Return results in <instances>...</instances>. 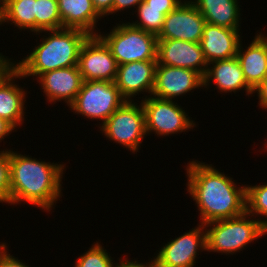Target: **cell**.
I'll return each mask as SVG.
<instances>
[{"mask_svg": "<svg viewBox=\"0 0 267 267\" xmlns=\"http://www.w3.org/2000/svg\"><path fill=\"white\" fill-rule=\"evenodd\" d=\"M213 166L197 159L186 165V190L197 206L201 224L233 218L246 211V185L238 186L232 177Z\"/></svg>", "mask_w": 267, "mask_h": 267, "instance_id": "6da1fadb", "label": "cell"}, {"mask_svg": "<svg viewBox=\"0 0 267 267\" xmlns=\"http://www.w3.org/2000/svg\"><path fill=\"white\" fill-rule=\"evenodd\" d=\"M10 205L29 203L45 212L54 209L62 195L66 165L38 160L9 149Z\"/></svg>", "mask_w": 267, "mask_h": 267, "instance_id": "7a4b0ae2", "label": "cell"}, {"mask_svg": "<svg viewBox=\"0 0 267 267\" xmlns=\"http://www.w3.org/2000/svg\"><path fill=\"white\" fill-rule=\"evenodd\" d=\"M42 33L47 34L41 37L39 45L17 62V70L24 79L30 76L35 80L34 77L37 79L48 71L78 66L81 47L90 36L80 29L70 28L43 30L34 35Z\"/></svg>", "mask_w": 267, "mask_h": 267, "instance_id": "3957f363", "label": "cell"}, {"mask_svg": "<svg viewBox=\"0 0 267 267\" xmlns=\"http://www.w3.org/2000/svg\"><path fill=\"white\" fill-rule=\"evenodd\" d=\"M247 211L243 214L204 224L207 252L233 255L240 253L249 244L266 236L259 221Z\"/></svg>", "mask_w": 267, "mask_h": 267, "instance_id": "277c9868", "label": "cell"}, {"mask_svg": "<svg viewBox=\"0 0 267 267\" xmlns=\"http://www.w3.org/2000/svg\"><path fill=\"white\" fill-rule=\"evenodd\" d=\"M119 22L110 33L97 34L109 47L117 64L157 60V36L133 27L129 22Z\"/></svg>", "mask_w": 267, "mask_h": 267, "instance_id": "5b68a950", "label": "cell"}, {"mask_svg": "<svg viewBox=\"0 0 267 267\" xmlns=\"http://www.w3.org/2000/svg\"><path fill=\"white\" fill-rule=\"evenodd\" d=\"M109 141L122 145L137 154L146 134L143 106L136 101H125L100 127Z\"/></svg>", "mask_w": 267, "mask_h": 267, "instance_id": "8992f818", "label": "cell"}, {"mask_svg": "<svg viewBox=\"0 0 267 267\" xmlns=\"http://www.w3.org/2000/svg\"><path fill=\"white\" fill-rule=\"evenodd\" d=\"M125 101L115 82L84 81L74 102L68 107L71 112L102 123L100 127Z\"/></svg>", "mask_w": 267, "mask_h": 267, "instance_id": "52a82bcc", "label": "cell"}, {"mask_svg": "<svg viewBox=\"0 0 267 267\" xmlns=\"http://www.w3.org/2000/svg\"><path fill=\"white\" fill-rule=\"evenodd\" d=\"M176 100L161 99L150 95L142 97L141 104L145 113L146 134L157 137L180 134L197 127L192 117L177 103Z\"/></svg>", "mask_w": 267, "mask_h": 267, "instance_id": "ba28073f", "label": "cell"}, {"mask_svg": "<svg viewBox=\"0 0 267 267\" xmlns=\"http://www.w3.org/2000/svg\"><path fill=\"white\" fill-rule=\"evenodd\" d=\"M207 251L204 224L167 242L153 257L155 267H194L199 251Z\"/></svg>", "mask_w": 267, "mask_h": 267, "instance_id": "9c48e42d", "label": "cell"}, {"mask_svg": "<svg viewBox=\"0 0 267 267\" xmlns=\"http://www.w3.org/2000/svg\"><path fill=\"white\" fill-rule=\"evenodd\" d=\"M78 67L84 81L115 82L118 70L111 50L98 35H90L83 43Z\"/></svg>", "mask_w": 267, "mask_h": 267, "instance_id": "30bf717a", "label": "cell"}, {"mask_svg": "<svg viewBox=\"0 0 267 267\" xmlns=\"http://www.w3.org/2000/svg\"><path fill=\"white\" fill-rule=\"evenodd\" d=\"M206 24L205 18L190 1L184 0L164 18L158 39H175L199 43Z\"/></svg>", "mask_w": 267, "mask_h": 267, "instance_id": "8fae6325", "label": "cell"}, {"mask_svg": "<svg viewBox=\"0 0 267 267\" xmlns=\"http://www.w3.org/2000/svg\"><path fill=\"white\" fill-rule=\"evenodd\" d=\"M203 89V77L196 71L157 64L155 70L153 96L175 100L186 93L194 92V89ZM179 96V97H178Z\"/></svg>", "mask_w": 267, "mask_h": 267, "instance_id": "7c38bea8", "label": "cell"}, {"mask_svg": "<svg viewBox=\"0 0 267 267\" xmlns=\"http://www.w3.org/2000/svg\"><path fill=\"white\" fill-rule=\"evenodd\" d=\"M157 64L194 70L204 77L207 65L200 43L158 39Z\"/></svg>", "mask_w": 267, "mask_h": 267, "instance_id": "4fadbf2b", "label": "cell"}, {"mask_svg": "<svg viewBox=\"0 0 267 267\" xmlns=\"http://www.w3.org/2000/svg\"><path fill=\"white\" fill-rule=\"evenodd\" d=\"M38 80L41 90L50 104L64 101L70 106L84 82L78 66L60 68L41 74Z\"/></svg>", "mask_w": 267, "mask_h": 267, "instance_id": "5bb4252c", "label": "cell"}, {"mask_svg": "<svg viewBox=\"0 0 267 267\" xmlns=\"http://www.w3.org/2000/svg\"><path fill=\"white\" fill-rule=\"evenodd\" d=\"M157 60L135 61L118 65L115 84L121 95L129 101L133 97L148 92L152 94ZM150 94V95H149Z\"/></svg>", "mask_w": 267, "mask_h": 267, "instance_id": "9a60e30c", "label": "cell"}, {"mask_svg": "<svg viewBox=\"0 0 267 267\" xmlns=\"http://www.w3.org/2000/svg\"><path fill=\"white\" fill-rule=\"evenodd\" d=\"M212 82L220 93L236 94L245 90L246 96L253 95V89L247 84L236 56L208 63L203 77V87L208 90Z\"/></svg>", "mask_w": 267, "mask_h": 267, "instance_id": "2e32d148", "label": "cell"}, {"mask_svg": "<svg viewBox=\"0 0 267 267\" xmlns=\"http://www.w3.org/2000/svg\"><path fill=\"white\" fill-rule=\"evenodd\" d=\"M240 33V30L206 23L199 42L206 62L235 57L243 37Z\"/></svg>", "mask_w": 267, "mask_h": 267, "instance_id": "e0dca14e", "label": "cell"}, {"mask_svg": "<svg viewBox=\"0 0 267 267\" xmlns=\"http://www.w3.org/2000/svg\"><path fill=\"white\" fill-rule=\"evenodd\" d=\"M245 48L240 41L236 57L241 65L247 84L254 89L267 76V35L256 33Z\"/></svg>", "mask_w": 267, "mask_h": 267, "instance_id": "ac0fdd59", "label": "cell"}, {"mask_svg": "<svg viewBox=\"0 0 267 267\" xmlns=\"http://www.w3.org/2000/svg\"><path fill=\"white\" fill-rule=\"evenodd\" d=\"M62 28L80 29L89 35H97L101 16L94 9L91 0H58Z\"/></svg>", "mask_w": 267, "mask_h": 267, "instance_id": "d6986e66", "label": "cell"}, {"mask_svg": "<svg viewBox=\"0 0 267 267\" xmlns=\"http://www.w3.org/2000/svg\"><path fill=\"white\" fill-rule=\"evenodd\" d=\"M17 78L24 79L16 70L6 81L0 85V117L9 122L15 129L25 120L27 91L16 84ZM26 91V92H25ZM25 113V114H24Z\"/></svg>", "mask_w": 267, "mask_h": 267, "instance_id": "ffe728a7", "label": "cell"}, {"mask_svg": "<svg viewBox=\"0 0 267 267\" xmlns=\"http://www.w3.org/2000/svg\"><path fill=\"white\" fill-rule=\"evenodd\" d=\"M206 23L240 30L241 13L238 0H190ZM240 22V23H239Z\"/></svg>", "mask_w": 267, "mask_h": 267, "instance_id": "44dd1931", "label": "cell"}, {"mask_svg": "<svg viewBox=\"0 0 267 267\" xmlns=\"http://www.w3.org/2000/svg\"><path fill=\"white\" fill-rule=\"evenodd\" d=\"M35 14L36 0H4V23L18 30L35 34Z\"/></svg>", "mask_w": 267, "mask_h": 267, "instance_id": "7402d4cb", "label": "cell"}, {"mask_svg": "<svg viewBox=\"0 0 267 267\" xmlns=\"http://www.w3.org/2000/svg\"><path fill=\"white\" fill-rule=\"evenodd\" d=\"M62 29L58 0H36L35 33Z\"/></svg>", "mask_w": 267, "mask_h": 267, "instance_id": "603a6c76", "label": "cell"}, {"mask_svg": "<svg viewBox=\"0 0 267 267\" xmlns=\"http://www.w3.org/2000/svg\"><path fill=\"white\" fill-rule=\"evenodd\" d=\"M246 211L253 217L256 216L255 218L267 232V183L253 186L246 184ZM261 216L265 218L261 220Z\"/></svg>", "mask_w": 267, "mask_h": 267, "instance_id": "cb8c5ba5", "label": "cell"}, {"mask_svg": "<svg viewBox=\"0 0 267 267\" xmlns=\"http://www.w3.org/2000/svg\"><path fill=\"white\" fill-rule=\"evenodd\" d=\"M136 10L134 12L137 13V19L139 20L128 22L133 27L158 36L164 24L165 16L163 15V9L147 8V4L142 1Z\"/></svg>", "mask_w": 267, "mask_h": 267, "instance_id": "d4e9b609", "label": "cell"}, {"mask_svg": "<svg viewBox=\"0 0 267 267\" xmlns=\"http://www.w3.org/2000/svg\"><path fill=\"white\" fill-rule=\"evenodd\" d=\"M105 247L97 241L80 255L74 267H115V260L110 256Z\"/></svg>", "mask_w": 267, "mask_h": 267, "instance_id": "484cf974", "label": "cell"}, {"mask_svg": "<svg viewBox=\"0 0 267 267\" xmlns=\"http://www.w3.org/2000/svg\"><path fill=\"white\" fill-rule=\"evenodd\" d=\"M0 203L10 204L9 149H0Z\"/></svg>", "mask_w": 267, "mask_h": 267, "instance_id": "4316f807", "label": "cell"}, {"mask_svg": "<svg viewBox=\"0 0 267 267\" xmlns=\"http://www.w3.org/2000/svg\"><path fill=\"white\" fill-rule=\"evenodd\" d=\"M8 247L6 243L0 242V267H29L27 263L9 254Z\"/></svg>", "mask_w": 267, "mask_h": 267, "instance_id": "83f0119b", "label": "cell"}, {"mask_svg": "<svg viewBox=\"0 0 267 267\" xmlns=\"http://www.w3.org/2000/svg\"><path fill=\"white\" fill-rule=\"evenodd\" d=\"M147 4V8L163 9V15L176 9L183 0H143Z\"/></svg>", "mask_w": 267, "mask_h": 267, "instance_id": "f1b7e54d", "label": "cell"}, {"mask_svg": "<svg viewBox=\"0 0 267 267\" xmlns=\"http://www.w3.org/2000/svg\"><path fill=\"white\" fill-rule=\"evenodd\" d=\"M12 60L0 52V85L17 70V62Z\"/></svg>", "mask_w": 267, "mask_h": 267, "instance_id": "f546056e", "label": "cell"}, {"mask_svg": "<svg viewBox=\"0 0 267 267\" xmlns=\"http://www.w3.org/2000/svg\"><path fill=\"white\" fill-rule=\"evenodd\" d=\"M94 9L97 13L105 18L113 14V1L114 0H91Z\"/></svg>", "mask_w": 267, "mask_h": 267, "instance_id": "4dcf8cb0", "label": "cell"}, {"mask_svg": "<svg viewBox=\"0 0 267 267\" xmlns=\"http://www.w3.org/2000/svg\"><path fill=\"white\" fill-rule=\"evenodd\" d=\"M257 93L258 97V105L262 108V110H267V76L264 80L253 89V94Z\"/></svg>", "mask_w": 267, "mask_h": 267, "instance_id": "1f68e13d", "label": "cell"}, {"mask_svg": "<svg viewBox=\"0 0 267 267\" xmlns=\"http://www.w3.org/2000/svg\"><path fill=\"white\" fill-rule=\"evenodd\" d=\"M143 0H114L113 1V14L126 10L136 9ZM136 6V7H135ZM130 8V9H129Z\"/></svg>", "mask_w": 267, "mask_h": 267, "instance_id": "d6a6232c", "label": "cell"}, {"mask_svg": "<svg viewBox=\"0 0 267 267\" xmlns=\"http://www.w3.org/2000/svg\"><path fill=\"white\" fill-rule=\"evenodd\" d=\"M125 258L122 260V258L118 259V263L116 261L115 263V267H155L154 265V262H153V259L152 260H149V262H141L140 263V260H136V259H133V260H130L128 258H126V256H124Z\"/></svg>", "mask_w": 267, "mask_h": 267, "instance_id": "836d02e7", "label": "cell"}, {"mask_svg": "<svg viewBox=\"0 0 267 267\" xmlns=\"http://www.w3.org/2000/svg\"><path fill=\"white\" fill-rule=\"evenodd\" d=\"M17 130L18 129H15L9 122L0 117V142H2V140L4 141V139L12 133V131L14 133Z\"/></svg>", "mask_w": 267, "mask_h": 267, "instance_id": "e575fe53", "label": "cell"}, {"mask_svg": "<svg viewBox=\"0 0 267 267\" xmlns=\"http://www.w3.org/2000/svg\"><path fill=\"white\" fill-rule=\"evenodd\" d=\"M4 24V0H0V26Z\"/></svg>", "mask_w": 267, "mask_h": 267, "instance_id": "d590c367", "label": "cell"}, {"mask_svg": "<svg viewBox=\"0 0 267 267\" xmlns=\"http://www.w3.org/2000/svg\"><path fill=\"white\" fill-rule=\"evenodd\" d=\"M264 143H265L264 145H265V149H266V150H264V151H267V146H266V145H267V141L264 142Z\"/></svg>", "mask_w": 267, "mask_h": 267, "instance_id": "8d00e7d4", "label": "cell"}]
</instances>
